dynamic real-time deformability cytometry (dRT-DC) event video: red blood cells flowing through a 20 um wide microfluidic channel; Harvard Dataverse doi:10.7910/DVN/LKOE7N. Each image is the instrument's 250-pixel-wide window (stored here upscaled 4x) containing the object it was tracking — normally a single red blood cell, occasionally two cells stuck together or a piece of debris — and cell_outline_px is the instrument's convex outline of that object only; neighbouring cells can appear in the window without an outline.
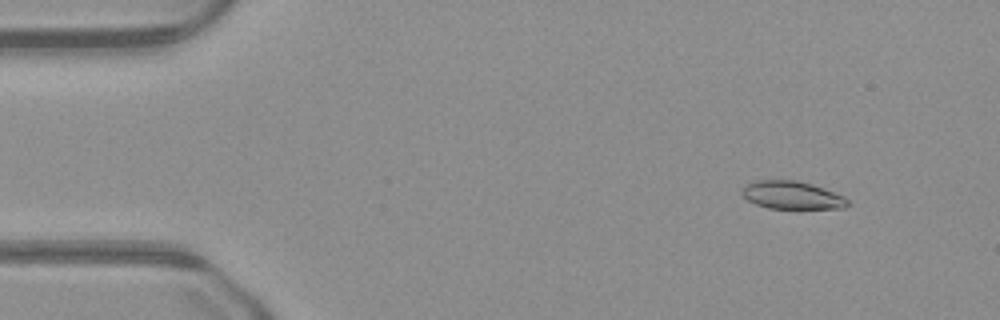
{"species": "common noctule bat (a hibernating species)", "species_latin": "Nyctalus noctula", "temperature_condition": "warm", "stored_images_in_passage": 48, "camera_frame_rate_fps": 3000, "um_per_image_px": 0.085, "animal": {"sex": "male", "body_mass_g": 23.1, "forearm_length_mm": 52.7}, "frame": {"image": 1, "passage_image": 4, "time_ms": 1.0, "image_size_px": [1000, 320], "cell_outline_px": [[848, 204], [844, 208], [768, 208], [756, 204], [748, 200], [740, 192], [752, 180], [796, 180], [812, 184], [844, 196], [848, 200]], "centroid_in_image_um": [67.3, 16.58], "position_along_channel_um": 17.7, "area_um2": 16.99}}
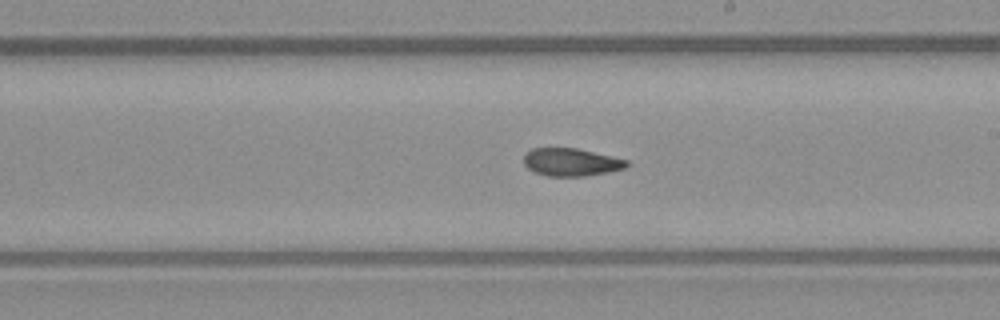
{"frame": {"image": 2, "passage_image": 27, "time_ms": 8.667, "image_size_px": [1000, 320], "cell_outline_px": [[628, 164], [624, 168], [608, 172], [584, 176], [548, 176], [536, 172], [528, 168], [524, 164], [524, 156], [532, 148], [576, 148], [612, 156], [628, 160]], "centroid_in_image_um": [48.55, 13.78], "position_along_channel_um": 240.5, "area_um2": 16.47}}
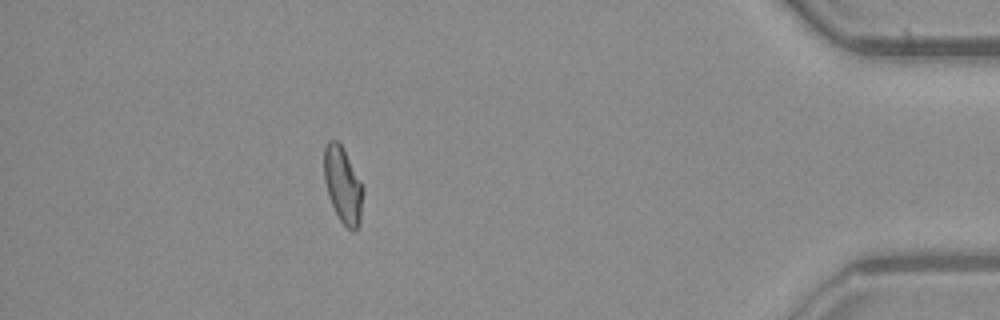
{"frame": {"image": 3, "passage_image": 43, "time_ms": 14.0, "image_size_px": [1000, 320], "cell_outline_px": [[364, 188], [360, 224], [356, 232], [352, 232], [340, 220], [328, 196], [324, 180], [324, 148], [328, 140], [336, 140], [344, 148], [364, 184]], "centroid_in_image_um": [29.18, 15.72], "position_along_channel_um": 406.0, "area_um2": 17.74}}